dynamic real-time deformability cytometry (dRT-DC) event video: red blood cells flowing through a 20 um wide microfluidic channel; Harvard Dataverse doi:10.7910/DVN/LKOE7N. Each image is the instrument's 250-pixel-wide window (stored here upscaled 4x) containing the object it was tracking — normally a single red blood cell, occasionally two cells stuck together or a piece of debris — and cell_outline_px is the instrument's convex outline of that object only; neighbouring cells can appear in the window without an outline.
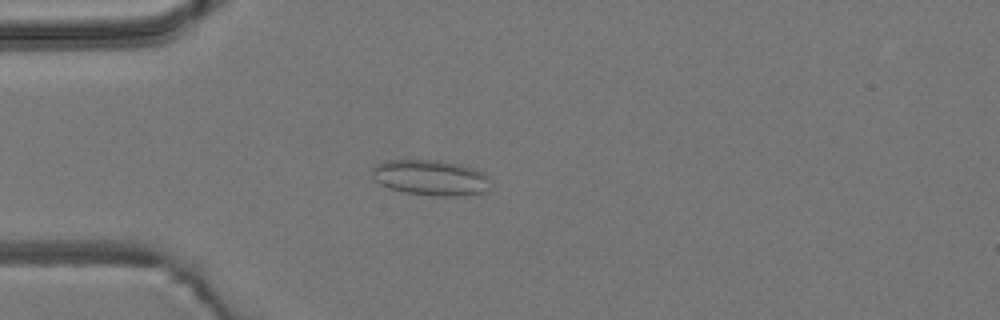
{"species": "common noctule bat (a hibernating species)", "species_latin": "Nyctalus noctula", "temperature_condition": "room temperature", "stored_images_in_passage": 4, "camera_frame_rate_fps": 3000, "um_per_image_px": 0.085, "animal": {"sex": "male", "body_mass_g": 19.2, "forearm_length_mm": 51.8}, "frame": {"image": 1, "passage_image": 3, "time_ms": 3.333, "image_size_px": [1000, 320], "cell_outline_px": [[492, 180], [488, 192], [452, 196], [436, 196], [400, 192], [388, 188], [380, 184], [372, 176], [372, 168], [376, 164], [388, 160], [436, 160], [460, 164], [484, 172]], "centroid_in_image_um": [36.63, 15.11], "position_along_channel_um": 48.4, "area_um2": 24.85}}